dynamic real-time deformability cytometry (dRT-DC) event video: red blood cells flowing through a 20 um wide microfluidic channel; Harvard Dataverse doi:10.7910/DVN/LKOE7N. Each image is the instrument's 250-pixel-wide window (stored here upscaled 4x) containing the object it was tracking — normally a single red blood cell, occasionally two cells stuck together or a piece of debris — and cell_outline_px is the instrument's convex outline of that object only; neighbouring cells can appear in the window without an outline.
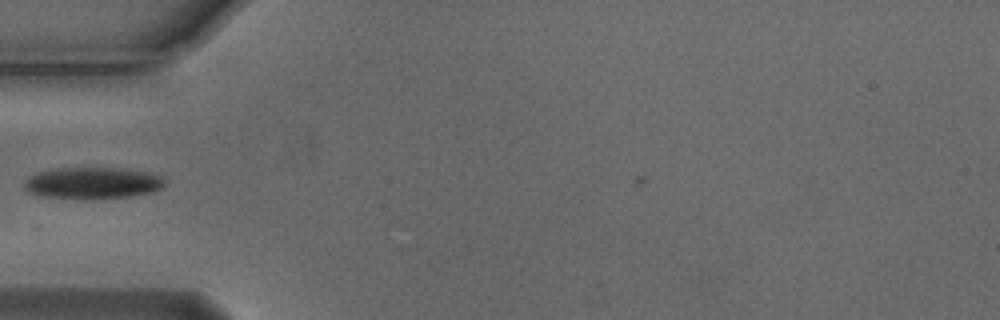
{"species": "Egyptian fruit bat (a non-hibernating species)", "species_latin": "Rousettus aegyptiacus", "temperature_condition": "cold", "stored_images_in_passage": 15, "camera_frame_rate_fps": 3000, "um_per_image_px": 0.085, "animal": {"sex": "male"}, "frame": {"image": 1, "passage_image": 1, "time_ms": 0.0, "image_size_px": [1000, 320], "cell_outline_px": [[164, 184], [160, 188], [152, 192], [128, 196], [96, 200], [44, 196], [28, 192], [24, 188], [24, 180], [28, 176], [40, 172], [56, 168], [120, 168], [148, 172], [160, 176], [164, 180]], "centroid_in_image_um": [7.84, 15.56], "position_along_channel_um": 77.2, "area_um2": 25.89}}
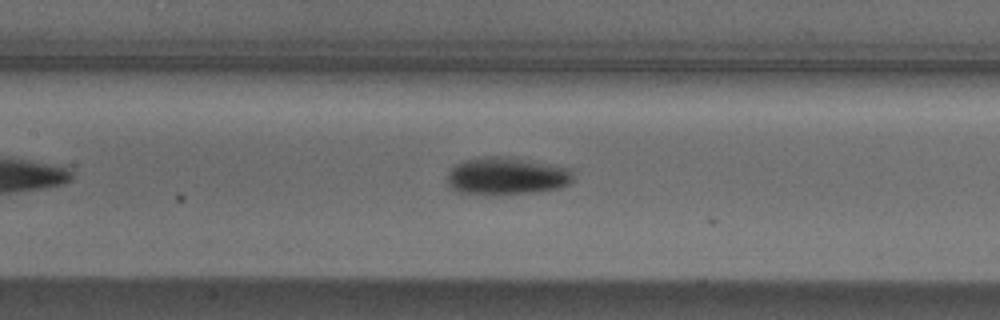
{"frame": {"image": 2, "passage_image": 8, "time_ms": 2.333, "image_size_px": [1000, 320], "cell_outline_px": [[572, 180], [568, 184], [560, 188], [536, 192], [456, 192], [448, 188], [448, 172], [456, 164], [464, 160], [492, 156], [500, 156], [568, 168], [572, 172]], "centroid_in_image_um": [43.03, 14.95], "position_along_channel_um": 164.4, "area_um2": 26.36}}
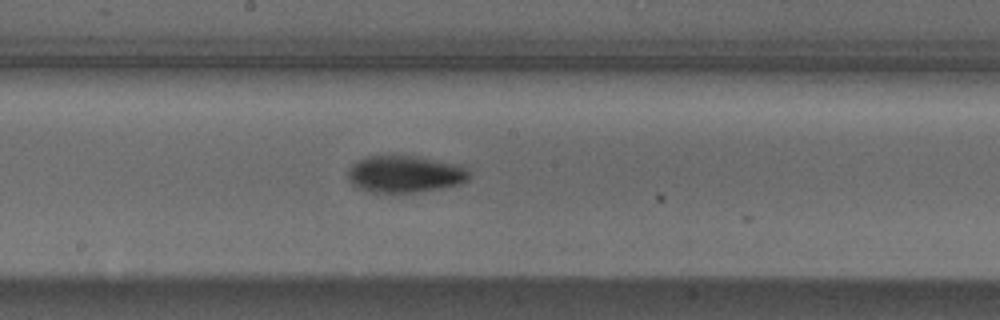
{"frame": {"image": 3, "passage_image": 12, "time_ms": 3.667, "image_size_px": [1000, 320], "cell_outline_px": [[472, 176], [468, 180], [460, 184], [440, 188], [416, 192], [372, 192], [360, 188], [352, 184], [348, 180], [348, 168], [352, 164], [368, 156], [416, 156], [456, 164], [464, 168]], "centroid_in_image_um": [34.41, 14.8], "position_along_channel_um": 213.8, "area_um2": 25.84}}